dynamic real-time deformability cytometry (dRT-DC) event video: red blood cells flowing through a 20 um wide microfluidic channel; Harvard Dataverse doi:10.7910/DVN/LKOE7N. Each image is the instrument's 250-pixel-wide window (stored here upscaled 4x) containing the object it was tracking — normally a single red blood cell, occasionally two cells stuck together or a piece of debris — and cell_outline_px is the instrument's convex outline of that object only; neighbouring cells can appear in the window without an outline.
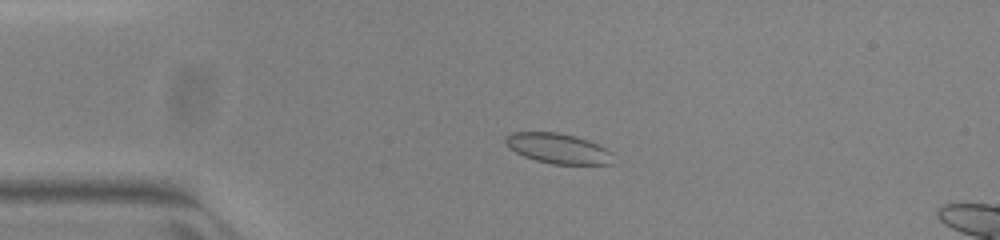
{"species": "common noctule bat (a hibernating species)", "species_latin": "Nyctalus noctula", "temperature_condition": "warm", "stored_images_in_passage": 41, "camera_frame_rate_fps": 3000, "um_per_image_px": 0.085, "animal": {"sex": "female", "body_mass_g": 23.0, "forearm_length_mm": 53.4}, "frame": {"image": 1, "passage_image": 1, "time_ms": 0.0, "image_size_px": [1000, 240], "cell_outline_px": [[612, 164], [552, 164], [536, 160], [524, 156], [508, 148], [504, 140], [504, 136], [512, 132], [556, 132], [588, 140], [612, 152]], "centroid_in_image_um": [47.39, 12.62], "position_along_channel_um": 37.6, "area_um2": 18.79}}
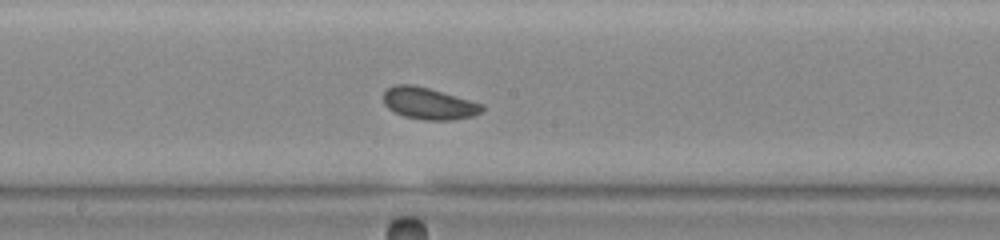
{"frame": {"image": 2, "passage_image": 17, "time_ms": 5.333, "image_size_px": [1000, 240], "cell_outline_px": [[484, 108], [480, 112], [472, 116], [452, 120], [424, 120], [404, 116], [388, 108], [384, 104], [384, 92], [388, 88], [396, 84], [412, 84], [428, 88], [484, 104]], "centroid_in_image_um": [36.44, 8.8], "position_along_channel_um": 211.8, "area_um2": 18.09}}
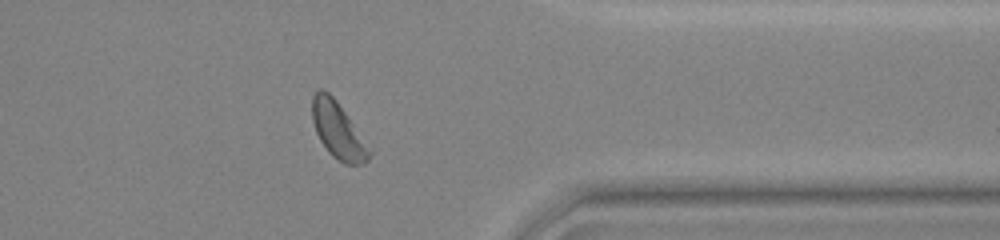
{"frame": {"image": 3, "passage_image": 31, "time_ms": 10.0, "image_size_px": [1000, 240], "cell_outline_px": [[372, 152], [368, 160], [364, 164], [344, 164], [332, 156], [328, 152], [320, 140], [316, 132], [312, 120], [312, 96], [320, 88], [324, 88], [336, 100]], "centroid_in_image_um": [28.7, 11.09], "position_along_channel_um": 382.7, "area_um2": 18.44}}